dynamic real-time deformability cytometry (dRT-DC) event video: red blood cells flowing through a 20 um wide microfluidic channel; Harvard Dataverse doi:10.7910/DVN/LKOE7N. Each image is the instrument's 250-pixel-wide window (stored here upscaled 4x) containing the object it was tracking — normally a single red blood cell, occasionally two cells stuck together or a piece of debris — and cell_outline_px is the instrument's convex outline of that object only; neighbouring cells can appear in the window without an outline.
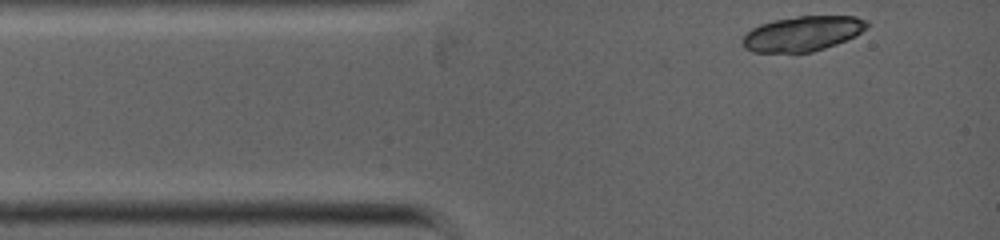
{"species": "common noctule bat (a hibernating species)", "species_latin": "Nyctalus noctula", "temperature_condition": "warm", "stored_images_in_passage": 4, "camera_frame_rate_fps": 5000, "um_per_image_px": 0.085, "animal": {"sex": "female", "body_mass_g": 19.0, "forearm_length_mm": 53.3}, "frame": {"image": 1, "passage_image": 1, "time_ms": 0.0, "image_size_px": [1000, 240], "cell_outline_px": [[868, 24], [856, 36], [836, 44], [812, 52], [752, 52], [744, 48], [744, 36], [752, 28], [760, 24], [772, 20], [796, 16], [856, 16], [868, 20]], "centroid_in_image_um": [68.23, 2.85], "position_along_channel_um": 16.8, "area_um2": 25.26}}